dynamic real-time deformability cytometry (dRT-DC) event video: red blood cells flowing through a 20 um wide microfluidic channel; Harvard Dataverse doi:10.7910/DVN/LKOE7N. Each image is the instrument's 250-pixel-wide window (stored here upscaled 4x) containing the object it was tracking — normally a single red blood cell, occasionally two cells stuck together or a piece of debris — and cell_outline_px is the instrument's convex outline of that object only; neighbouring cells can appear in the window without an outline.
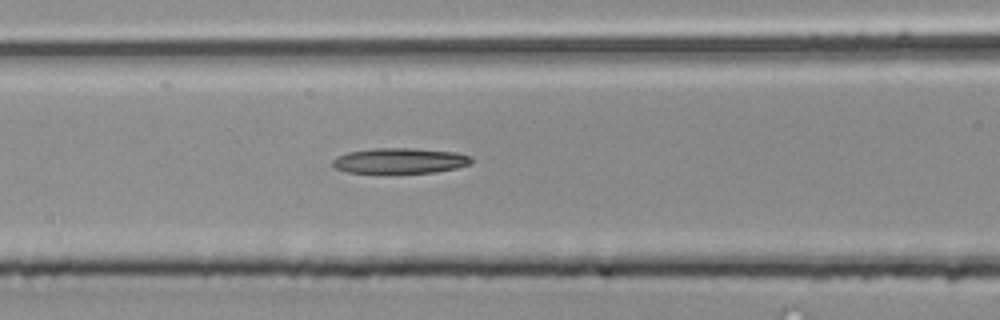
{"species": "common noctule bat (a hibernating species)", "species_latin": "Nyctalus noctula", "temperature_condition": "room temperature", "stored_images_in_passage": 4, "camera_frame_rate_fps": 3000, "um_per_image_px": 0.085, "animal": {"sex": "male", "body_mass_g": 20.4}, "frame": {"image": 1, "passage_image": 4, "time_ms": 1.0, "image_size_px": [1000, 320], "cell_outline_px": [[472, 164], [456, 168], [436, 172], [348, 172], [336, 168], [332, 164], [332, 160], [336, 156], [348, 152], [372, 148], [412, 148], [456, 152], [472, 156]], "centroid_in_image_um": [34.02, 13.64], "position_along_channel_um": 132.6, "area_um2": 20.46}}